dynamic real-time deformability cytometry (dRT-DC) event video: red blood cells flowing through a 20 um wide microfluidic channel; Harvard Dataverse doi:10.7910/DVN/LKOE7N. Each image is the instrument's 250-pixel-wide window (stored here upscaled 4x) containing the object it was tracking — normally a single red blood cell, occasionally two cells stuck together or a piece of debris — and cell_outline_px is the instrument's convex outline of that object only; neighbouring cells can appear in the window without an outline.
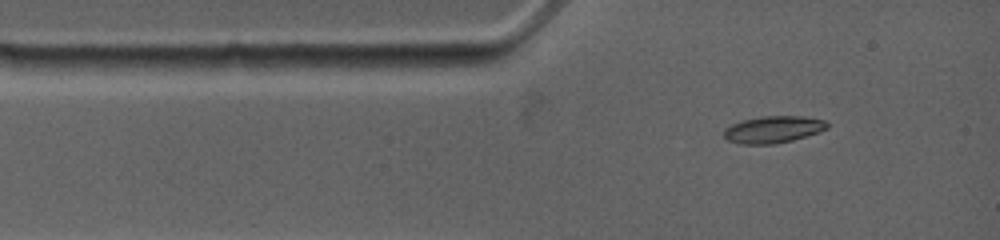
{"species": "common noctule bat (a hibernating species)", "species_latin": "Nyctalus noctula", "temperature_condition": "warm", "stored_images_in_passage": 2, "camera_frame_rate_fps": 4500, "um_per_image_px": 0.085, "animal": {"sex": "female", "body_mass_g": 19.0, "forearm_length_mm": 53.3}, "frame": {"image": 1, "passage_image": 1, "time_ms": 0.0, "image_size_px": [1000, 240], "cell_outline_px": [[828, 128], [820, 132], [792, 140], [776, 144], [740, 144], [728, 140], [724, 136], [724, 128], [732, 124], [744, 120], [764, 116], [804, 116], [824, 120], [828, 124]], "centroid_in_image_um": [65.74, 11.01], "position_along_channel_um": 19.3, "area_um2": 16.18}}